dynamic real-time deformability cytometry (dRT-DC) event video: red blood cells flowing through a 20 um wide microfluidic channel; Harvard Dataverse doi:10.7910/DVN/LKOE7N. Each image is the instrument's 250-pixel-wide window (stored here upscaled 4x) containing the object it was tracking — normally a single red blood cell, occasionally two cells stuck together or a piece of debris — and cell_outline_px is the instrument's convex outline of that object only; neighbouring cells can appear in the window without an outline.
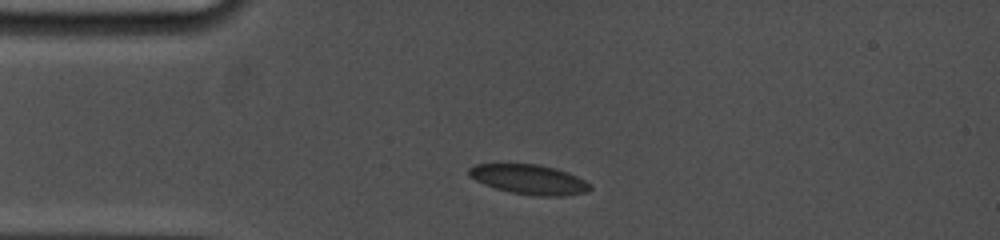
{"species": "common noctule bat (a hibernating species)", "species_latin": "Nyctalus noctula", "temperature_condition": "cold", "stored_images_in_passage": 29, "camera_frame_rate_fps": 5000, "um_per_image_px": 0.085, "animal": {"sex": "female", "body_mass_g": 19.0, "forearm_length_mm": 53.3}, "frame": {"image": 1, "passage_image": 1, "time_ms": 0.0, "image_size_px": [1000, 240], "cell_outline_px": [[592, 188], [588, 192], [564, 196], [536, 196], [512, 192], [496, 188], [484, 184], [468, 176], [468, 168], [476, 164], [536, 164], [556, 168], [568, 172], [592, 184]], "centroid_in_image_um": [45.01, 15.25], "position_along_channel_um": 40.0, "area_um2": 21.04}}
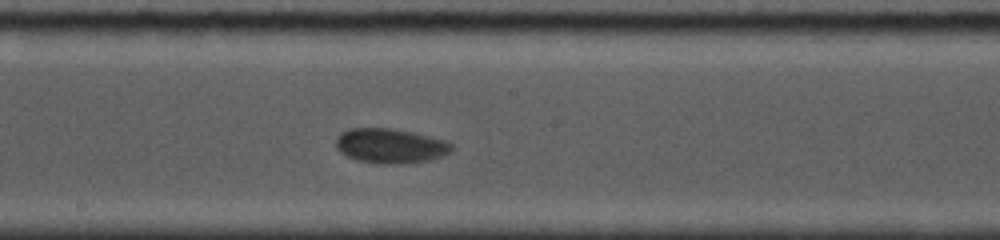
{"frame": {"image": 2, "passage_image": 13, "time_ms": 5.4, "image_size_px": [1000, 240], "cell_outline_px": [[452, 152], [444, 156], [428, 160], [400, 164], [376, 164], [356, 160], [340, 152], [336, 148], [336, 136], [340, 132], [348, 128], [388, 128], [412, 132], [448, 140], [452, 144]], "centroid_in_image_um": [33.18, 12.4], "position_along_channel_um": 215.0, "area_um2": 23.76}}
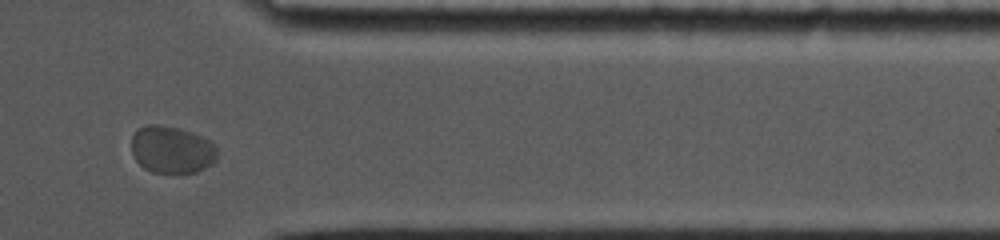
{"frame": {"image": 3, "passage_image": 25, "time_ms": 10.4, "image_size_px": [1000, 240], "cell_outline_px": [[216, 160], [212, 164], [196, 172], [152, 172], [144, 168], [132, 156], [132, 136], [140, 128], [148, 124], [156, 124], [180, 128], [192, 132], [216, 144]], "centroid_in_image_um": [14.6, 12.71], "position_along_channel_um": 396.8, "area_um2": 23.52}}